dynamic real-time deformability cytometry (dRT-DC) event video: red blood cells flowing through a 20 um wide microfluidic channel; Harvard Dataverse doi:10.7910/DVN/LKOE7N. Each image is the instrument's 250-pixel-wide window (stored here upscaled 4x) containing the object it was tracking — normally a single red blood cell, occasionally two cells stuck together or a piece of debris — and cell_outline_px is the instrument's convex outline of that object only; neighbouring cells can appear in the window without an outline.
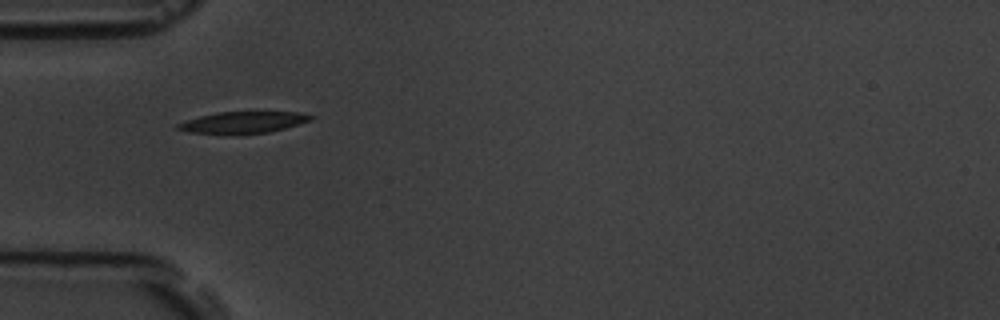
{"species": "common noctule bat (a hibernating species)", "species_latin": "Nyctalus noctula", "temperature_condition": "room temperature", "stored_images_in_passage": 2, "camera_frame_rate_fps": 3000, "um_per_image_px": 0.085, "animal": {"sex": "male", "body_mass_g": 19.5, "forearm_length_mm": 54.6}, "frame": {"image": 1, "passage_image": 1, "time_ms": 0.0, "image_size_px": [1000, 320], "cell_outline_px": [[316, 116], [312, 120], [284, 128], [268, 132], [228, 136], [188, 132], [176, 128], [176, 124], [200, 116], [216, 112], [304, 112]], "centroid_in_image_um": [20.66, 10.42], "position_along_channel_um": 64.3, "area_um2": 17.17}}
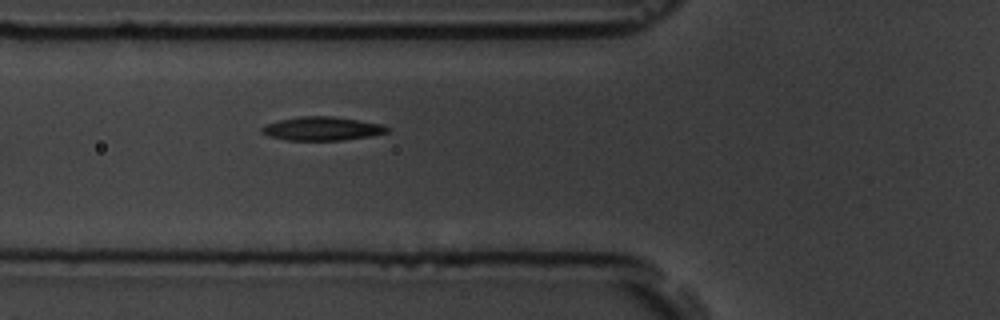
{"frame": {"image": 2, "passage_image": 2, "time_ms": 1.0, "image_size_px": [1000, 320], "cell_outline_px": [[392, 128], [388, 132], [368, 136], [344, 140], [288, 140], [268, 136], [260, 132], [260, 128], [264, 124], [280, 120], [300, 116], [332, 116], [380, 124]], "centroid_in_image_um": [27.33, 10.93], "position_along_channel_um": 98.5, "area_um2": 17.22}}